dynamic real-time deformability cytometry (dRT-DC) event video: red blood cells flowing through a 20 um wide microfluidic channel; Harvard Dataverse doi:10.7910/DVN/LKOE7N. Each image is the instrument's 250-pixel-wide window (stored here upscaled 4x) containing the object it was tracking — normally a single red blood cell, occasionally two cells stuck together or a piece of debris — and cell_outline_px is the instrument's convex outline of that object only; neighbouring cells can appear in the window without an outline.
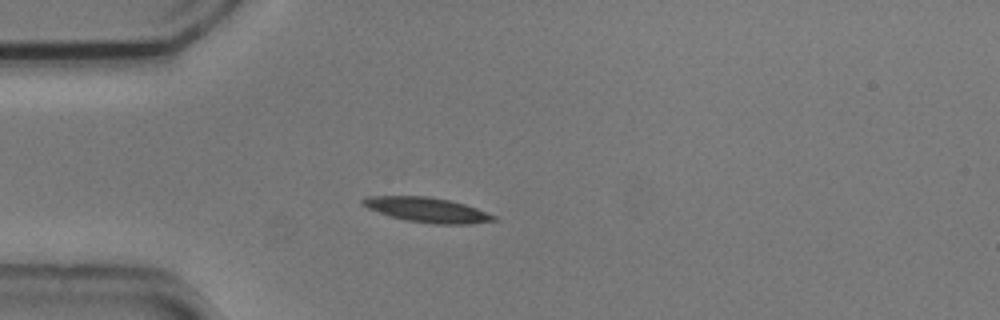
{"species": "common noctule bat (a hibernating species)", "species_latin": "Nyctalus noctula", "temperature_condition": "cold", "stored_images_in_passage": 6, "camera_frame_rate_fps": 3000, "um_per_image_px": 0.085, "animal": {"sex": "male", "body_mass_g": 20.5, "forearm_length_mm": 52.5}, "frame": {"image": 1, "passage_image": 5, "time_ms": 1.333, "image_size_px": [1000, 320], "cell_outline_px": [[500, 220], [468, 224], [432, 224], [404, 220], [388, 216], [368, 208], [360, 204], [360, 200], [364, 196], [428, 196], [448, 200], [464, 204], [476, 208], [496, 216]], "centroid_in_image_um": [36.27, 17.84], "position_along_channel_um": 48.7, "area_um2": 19.13}}